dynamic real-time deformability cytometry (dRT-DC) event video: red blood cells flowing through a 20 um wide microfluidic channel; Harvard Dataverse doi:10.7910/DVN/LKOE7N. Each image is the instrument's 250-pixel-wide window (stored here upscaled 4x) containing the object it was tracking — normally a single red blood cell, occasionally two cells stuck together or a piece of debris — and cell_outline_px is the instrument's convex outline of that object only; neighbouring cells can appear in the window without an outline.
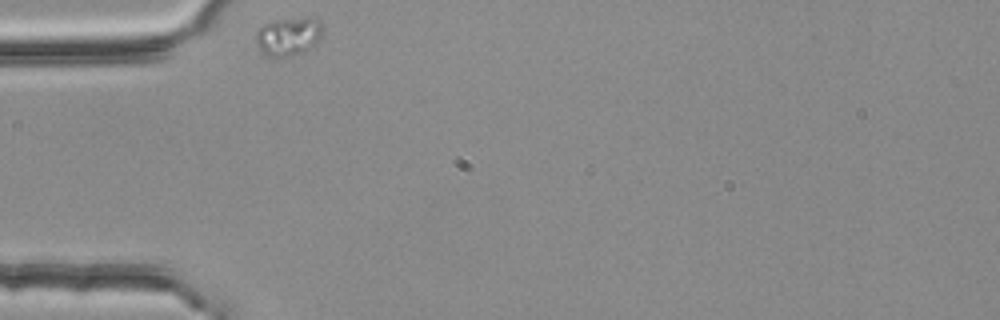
{"species": "common noctule bat (a hibernating species)", "species_latin": "Nyctalus noctula", "temperature_condition": "room temperature", "stored_images_in_passage": 2, "camera_frame_rate_fps": 3000, "um_per_image_px": 0.085, "animal": {"sex": "female", "body_mass_g": 25.1}, "frame": {"image": 1, "passage_image": 1, "time_ms": 0.0, "image_size_px": [1000, 320], "cell_outline_px": [[324, 32], [320, 40], [304, 52], [292, 56], [268, 56], [256, 44], [256, 32], [264, 24], [276, 20], [308, 16], [316, 16], [320, 20], [324, 28]], "centroid_in_image_um": [24.61, 3.05], "position_along_channel_um": 60.4, "area_um2": 15.26}}